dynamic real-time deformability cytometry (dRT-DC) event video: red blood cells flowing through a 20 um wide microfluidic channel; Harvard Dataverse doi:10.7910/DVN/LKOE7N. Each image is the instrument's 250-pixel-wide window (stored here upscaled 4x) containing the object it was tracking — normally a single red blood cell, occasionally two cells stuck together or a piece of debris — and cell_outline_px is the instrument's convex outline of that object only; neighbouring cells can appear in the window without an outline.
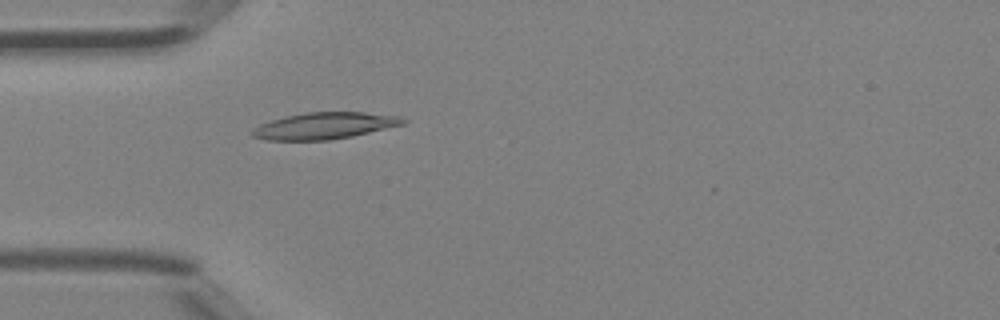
{"species": "Egyptian fruit bat (a non-hibernating species)", "species_latin": "Rousettus aegyptiacus", "temperature_condition": "room temperature", "stored_images_in_passage": 39, "camera_frame_rate_fps": 3000, "um_per_image_px": 0.085, "animal": {"sex": "female"}, "frame": {"image": 1, "passage_image": 7, "time_ms": 2.0, "image_size_px": [1000, 320], "cell_outline_px": [[408, 120], [404, 124], [352, 136], [328, 140], [264, 140], [252, 136], [252, 128], [260, 124], [284, 116], [304, 112], [364, 112], [400, 116]], "centroid_in_image_um": [27.57, 10.68], "position_along_channel_um": 57.4, "area_um2": 23.41}}
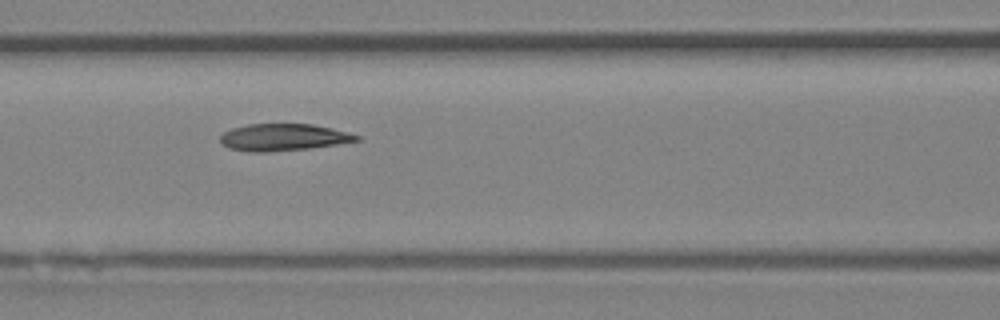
{"frame": {"image": 2, "passage_image": 13, "time_ms": 4.0, "image_size_px": [1000, 320], "cell_outline_px": [[360, 140], [336, 144], [308, 148], [268, 152], [252, 152], [228, 148], [220, 140], [220, 136], [224, 132], [232, 128], [248, 124], [312, 124], [332, 128], [360, 136]], "centroid_in_image_um": [24.06, 11.66], "position_along_channel_um": 142.5, "area_um2": 21.21}}
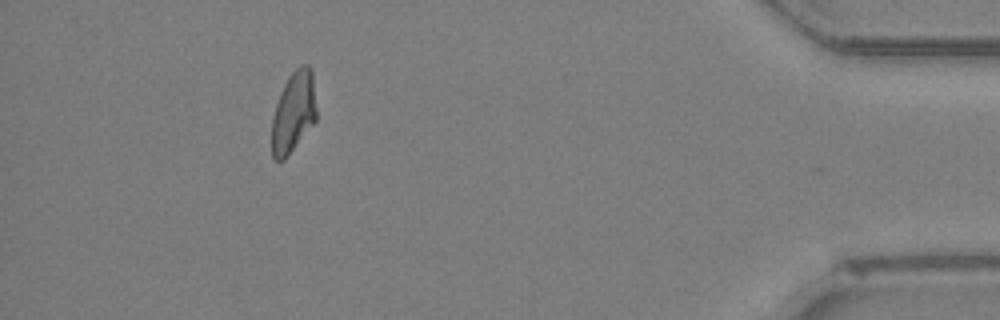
{"frame": {"image": 3, "passage_image": 35, "time_ms": 11.333, "image_size_px": [1000, 320], "cell_outline_px": [[316, 120], [288, 156], [284, 160], [276, 160], [272, 156], [272, 116], [280, 92], [288, 76], [300, 64], [308, 64], [312, 68], [316, 108]], "centroid_in_image_um": [24.95, 9.5], "position_along_channel_um": 410.3, "area_um2": 21.21}, "authors_computed_cell_mechanics": {"area_um2": 21.6172, "velocity_mm_per_s": 4.4652, "shape_relaxation_time_tau1_ms": 6.1353, "shape_relaxation_time_tau2_ms": 5.3328, "deformation_change_tau1": 0.191, "deformation_change_tau2": 0.136}}